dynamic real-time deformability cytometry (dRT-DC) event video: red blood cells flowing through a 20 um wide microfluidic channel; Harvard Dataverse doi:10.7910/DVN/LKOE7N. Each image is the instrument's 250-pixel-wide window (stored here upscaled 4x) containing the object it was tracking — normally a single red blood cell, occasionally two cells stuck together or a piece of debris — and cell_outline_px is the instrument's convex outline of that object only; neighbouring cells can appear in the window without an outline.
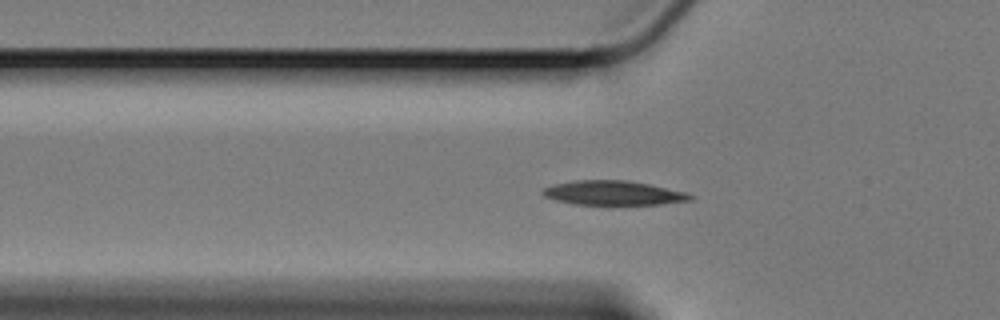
{"species": "Egyptian fruit bat (a non-hibernating species)", "species_latin": "Rousettus aegyptiacus", "temperature_condition": "cold", "stored_images_in_passage": 61, "camera_frame_rate_fps": 3000, "um_per_image_px": 0.085, "animal": {"sex": "female"}, "frame": {"image": 1, "passage_image": 20, "time_ms": 6.333, "image_size_px": [1000, 320], "cell_outline_px": [[696, 196], [692, 200], [660, 204], [576, 204], [556, 200], [544, 196], [540, 192], [544, 188], [552, 184], [576, 180], [628, 180], [688, 192]], "centroid_in_image_um": [52.15, 16.39], "position_along_channel_um": 73.6, "area_um2": 20.92}}
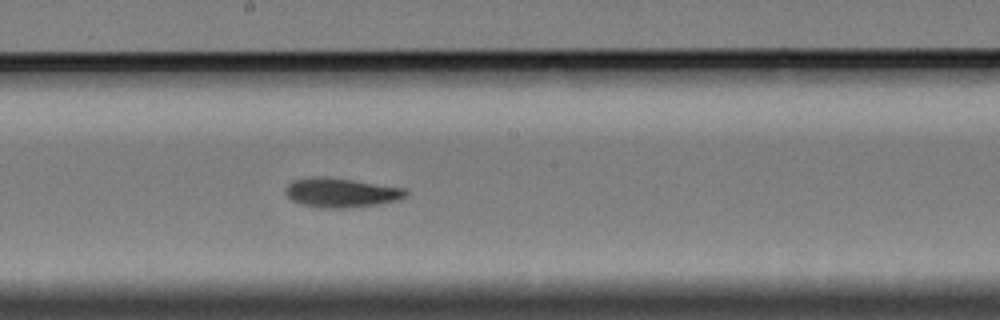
{"frame": {"image": 2, "passage_image": 33, "time_ms": 10.667, "image_size_px": [1000, 320], "cell_outline_px": [[408, 196], [400, 200], [380, 204], [348, 208], [320, 208], [304, 204], [292, 200], [284, 192], [284, 188], [292, 180], [312, 176], [328, 176], [408, 188]], "centroid_in_image_um": [29.04, 16.36], "position_along_channel_um": 219.2, "area_um2": 21.1}}
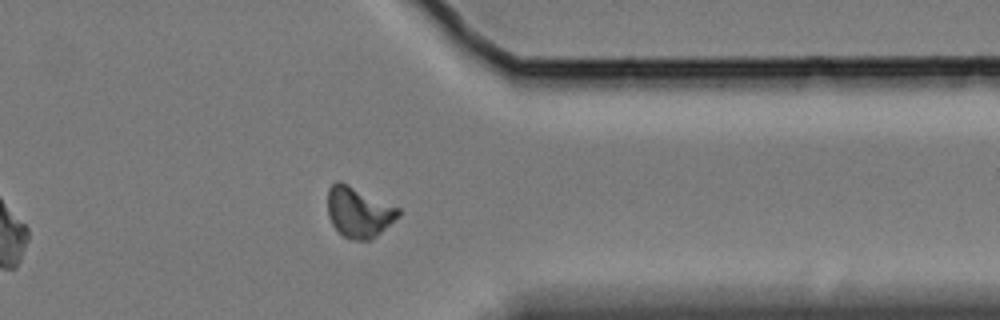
{"frame": {"image": 3, "passage_image": 48, "time_ms": 15.667, "image_size_px": [1000, 320], "cell_outline_px": [[400, 216], [372, 240], [352, 240], [344, 236], [332, 224], [328, 216], [328, 188], [336, 180], [340, 180], [400, 208]], "centroid_in_image_um": [30.5, 18.02], "position_along_channel_um": 380.9, "area_um2": 20.92}, "authors_computed_cell_mechanics": {"area_um2": 20.4612, "velocity_mm_per_s": 3.3433, "shape_relaxation_time_tau1_ms": 6.115, "shape_relaxation_time_tau2_ms": 5.193, "deformation_change_tau1": 0.1565, "deformation_change_tau2": 0.0967}}